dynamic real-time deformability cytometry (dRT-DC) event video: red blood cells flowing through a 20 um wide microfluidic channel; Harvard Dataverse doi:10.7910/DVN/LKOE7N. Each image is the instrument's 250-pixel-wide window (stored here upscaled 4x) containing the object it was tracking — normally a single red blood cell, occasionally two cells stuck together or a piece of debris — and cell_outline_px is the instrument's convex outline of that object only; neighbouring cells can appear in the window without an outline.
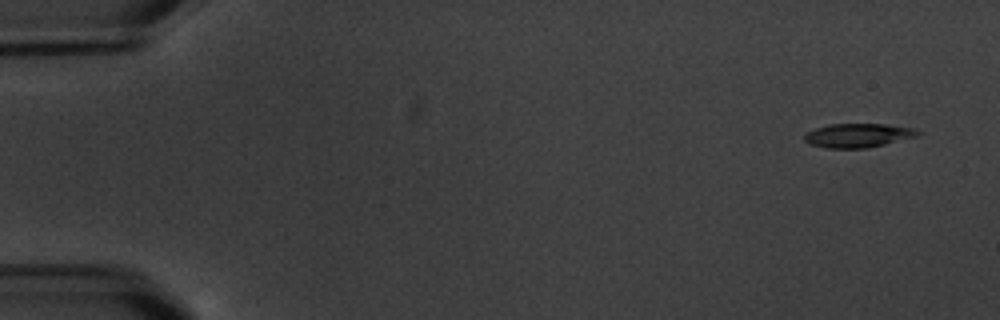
{"species": "common noctule bat (a hibernating species)", "species_latin": "Nyctalus noctula", "temperature_condition": "warm", "stored_images_in_passage": 6, "camera_frame_rate_fps": 3000, "um_per_image_px": 0.085, "animal": {"sex": "male", "body_mass_g": 20.1, "forearm_length_mm": 53.5}, "frame": {"image": 1, "passage_image": 1, "time_ms": 0.0, "image_size_px": [1000, 320], "cell_outline_px": [[924, 132], [920, 136], [868, 148], [824, 148], [812, 144], [804, 140], [804, 136], [808, 132], [816, 128], [828, 124], [884, 124], [916, 128]], "centroid_in_image_um": [73.02, 11.51], "position_along_channel_um": 12.0, "area_um2": 16.01}}
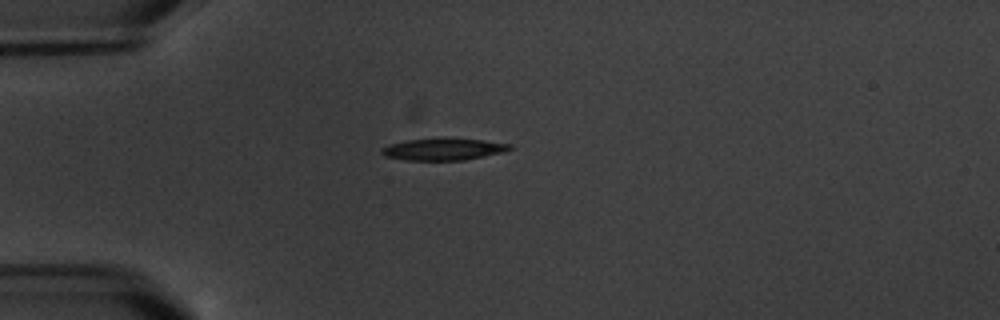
{"frame": {"image": 2, "passage_image": 5, "time_ms": 4.333, "image_size_px": [1000, 320], "cell_outline_px": [[512, 148], [504, 152], [464, 160], [404, 160], [384, 156], [380, 152], [380, 148], [392, 144], [408, 140], [484, 140], [512, 144]], "centroid_in_image_um": [37.69, 12.72], "position_along_channel_um": 47.3, "area_um2": 15.72}}